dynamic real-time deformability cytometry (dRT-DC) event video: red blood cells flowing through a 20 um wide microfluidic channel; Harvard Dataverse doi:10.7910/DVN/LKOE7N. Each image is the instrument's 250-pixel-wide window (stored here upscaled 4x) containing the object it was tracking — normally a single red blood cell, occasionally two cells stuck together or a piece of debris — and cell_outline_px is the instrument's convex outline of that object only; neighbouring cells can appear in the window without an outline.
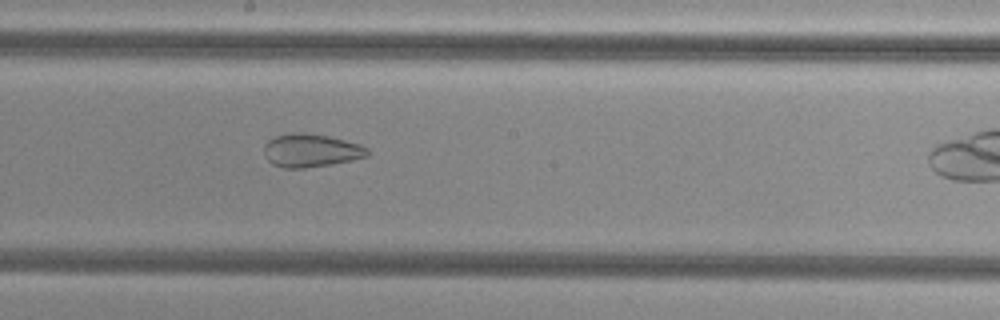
{"species": "common noctule bat (a hibernating species)", "species_latin": "Nyctalus noctula", "temperature_condition": "cold", "stored_images_in_passage": 29, "camera_frame_rate_fps": 3000, "um_per_image_px": 0.085, "animal": {"sex": "female", "body_mass_g": 29.2, "forearm_length_mm": 56.3}, "frame": {"image": 1, "passage_image": 25, "time_ms": 8.0, "image_size_px": [1000, 320], "cell_outline_px": [[368, 156], [352, 160], [332, 164], [304, 168], [284, 168], [272, 164], [264, 156], [264, 144], [268, 140], [276, 136], [292, 132], [304, 132], [328, 136], [360, 144], [368, 148]], "centroid_in_image_um": [26.41, 12.79], "position_along_channel_um": 221.8, "area_um2": 20.11}}